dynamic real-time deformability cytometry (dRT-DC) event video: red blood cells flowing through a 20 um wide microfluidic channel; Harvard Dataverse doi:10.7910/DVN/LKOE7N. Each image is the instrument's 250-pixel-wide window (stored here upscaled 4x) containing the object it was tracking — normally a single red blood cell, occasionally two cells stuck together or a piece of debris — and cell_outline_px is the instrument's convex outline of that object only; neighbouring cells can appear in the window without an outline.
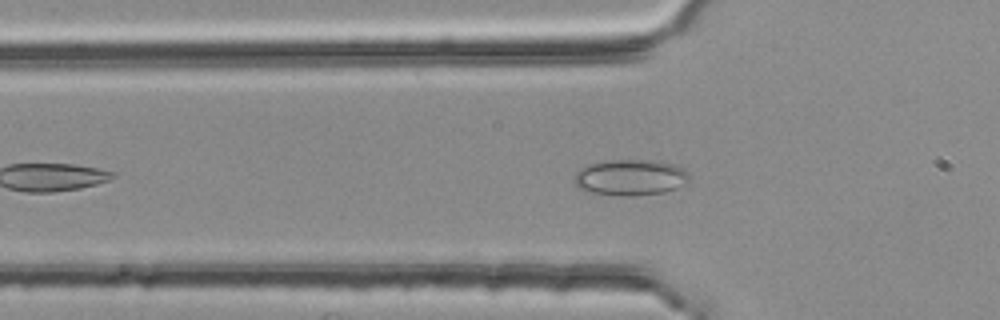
{"species": "common noctule bat (a hibernating species)", "species_latin": "Nyctalus noctula", "temperature_condition": "room temperature", "stored_images_in_passage": 37, "camera_frame_rate_fps": 3000, "um_per_image_px": 0.085, "animal": {"sex": "female", "body_mass_g": 25.1}, "frame": {"image": 1, "passage_image": 10, "time_ms": 3.0, "image_size_px": [1000, 320], "cell_outline_px": [[692, 180], [688, 184], [664, 192], [632, 196], [620, 196], [588, 192], [580, 188], [576, 184], [576, 172], [580, 168], [588, 164], [608, 160], [652, 160], [672, 164], [688, 172]], "centroid_in_image_um": [53.62, 15.09], "position_along_channel_um": 72.2, "area_um2": 24.22}}
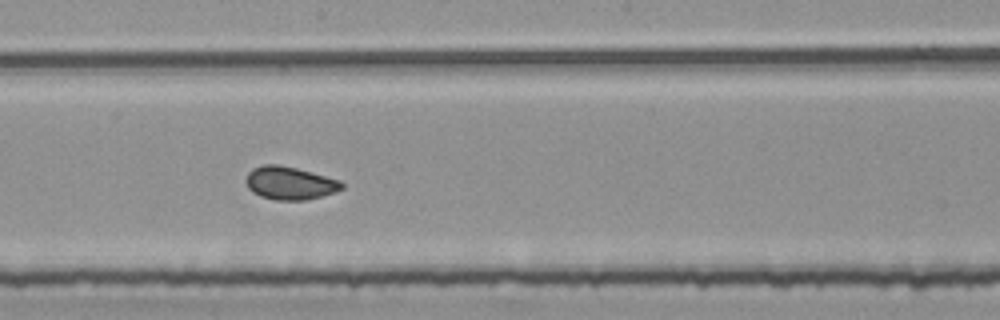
{"frame": {"image": 2, "passage_image": 22, "time_ms": 7.0, "image_size_px": [1000, 320], "cell_outline_px": [[344, 188], [336, 192], [304, 200], [276, 200], [260, 196], [252, 192], [248, 188], [244, 180], [248, 172], [252, 168], [264, 164], [276, 164], [296, 168], [340, 180], [344, 184]], "centroid_in_image_um": [24.61, 15.56], "position_along_channel_um": 223.6, "area_um2": 18.5}}
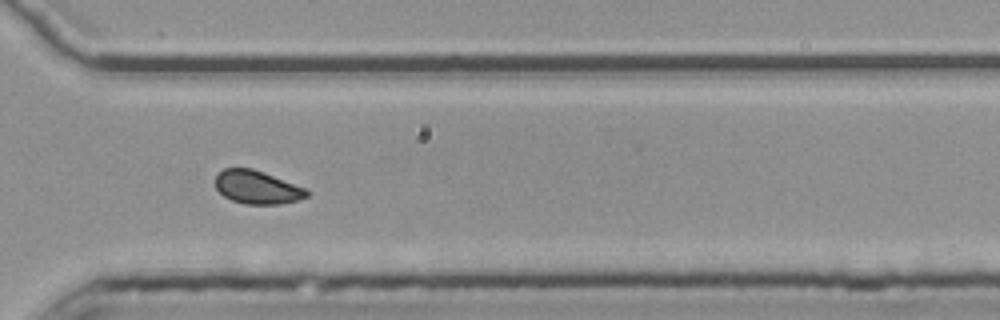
{"frame": {"image": 3, "passage_image": 32, "time_ms": 10.333, "image_size_px": [1000, 320], "cell_outline_px": [[312, 192], [308, 196], [300, 200], [280, 204], [244, 204], [232, 200], [224, 196], [216, 188], [216, 176], [224, 168], [252, 168], [264, 172], [308, 188]], "centroid_in_image_um": [21.93, 15.92], "position_along_channel_um": 348.7, "area_um2": 17.98}, "authors_computed_cell_mechanics": {"area_um2": 18.496, "velocity_mm_per_s": 3.7712, "shape_relaxation_time_tau1_ms": 4.1657, "shape_relaxation_time_tau2_ms": 1.5601, "deformation_change_tau1": 0.0679, "deformation_change_tau2": 0.0603}}